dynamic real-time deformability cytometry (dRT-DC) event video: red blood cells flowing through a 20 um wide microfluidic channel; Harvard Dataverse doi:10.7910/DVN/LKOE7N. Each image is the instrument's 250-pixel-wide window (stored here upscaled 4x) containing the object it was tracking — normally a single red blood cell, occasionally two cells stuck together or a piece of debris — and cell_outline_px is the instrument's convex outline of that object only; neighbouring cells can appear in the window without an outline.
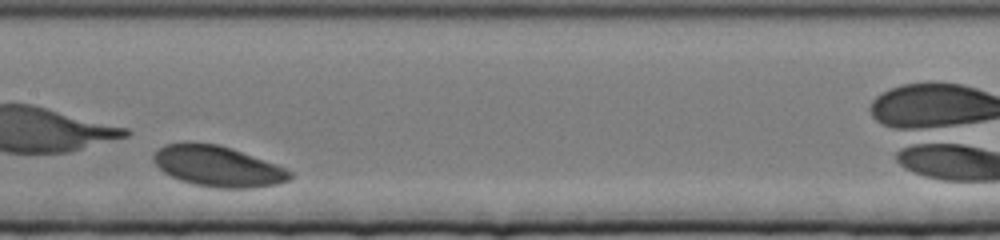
{"species": "human", "species_latin": "Homo sapiens", "temperature_condition": "cold", "stored_images_in_passage": 47, "camera_frame_rate_fps": 3000, "um_per_image_px": 0.085, "donor": {"sex": "female"}, "frame": {"image": 1, "passage_image": 21, "time_ms": 6.667, "image_size_px": [1000, 240], "cell_outline_px": [[292, 176], [288, 180], [276, 184], [252, 188], [216, 188], [192, 184], [180, 180], [164, 172], [152, 160], [152, 156], [164, 144], [220, 144], [288, 168], [292, 172]], "centroid_in_image_um": [18.55, 14.16], "position_along_channel_um": 188.8, "area_um2": 32.02}}